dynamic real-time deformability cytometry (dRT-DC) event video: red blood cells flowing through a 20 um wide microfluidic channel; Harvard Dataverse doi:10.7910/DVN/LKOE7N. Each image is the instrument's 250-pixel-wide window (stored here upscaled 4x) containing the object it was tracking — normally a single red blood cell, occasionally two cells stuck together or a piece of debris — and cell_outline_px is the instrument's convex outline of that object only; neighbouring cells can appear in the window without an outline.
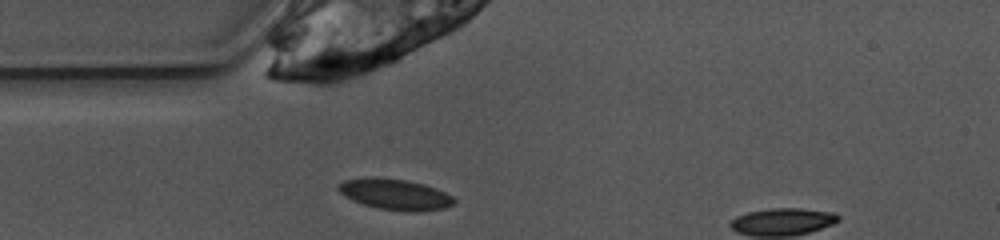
{"species": "common noctule bat (a hibernating species)", "species_latin": "Nyctalus noctula", "temperature_condition": "warm", "stored_images_in_passage": 40, "camera_frame_rate_fps": 3000, "um_per_image_px": 0.085, "animal": {"sex": "female", "body_mass_g": 10.0, "forearm_length_mm": 53.1}, "frame": {"image": 1, "passage_image": 2, "time_ms": 0.333, "image_size_px": [1000, 240], "cell_outline_px": [[456, 204], [444, 208], [424, 212], [408, 212], [380, 208], [364, 204], [352, 200], [344, 196], [336, 188], [336, 184], [344, 180], [368, 176], [408, 180], [424, 184], [436, 188], [452, 196], [456, 200]], "centroid_in_image_um": [33.58, 16.51], "position_along_channel_um": 51.4, "area_um2": 21.15}}
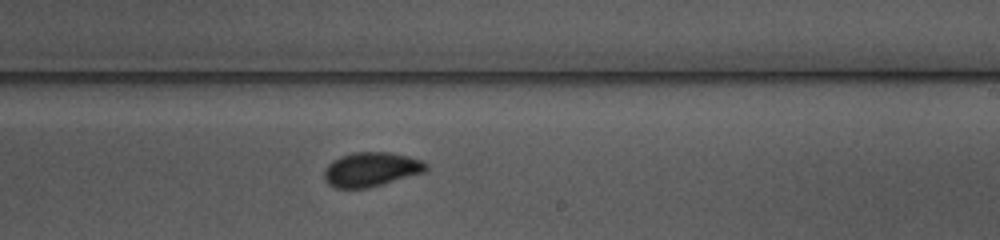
{"frame": {"image": 2, "passage_image": 18, "time_ms": 5.667, "image_size_px": [1000, 240], "cell_outline_px": [[428, 168], [424, 172], [368, 188], [336, 188], [328, 184], [324, 176], [324, 172], [328, 164], [332, 160], [340, 156], [352, 152], [388, 152], [408, 156], [424, 160], [428, 164]], "centroid_in_image_um": [31.55, 14.39], "position_along_channel_um": 257.4, "area_um2": 20.4}}
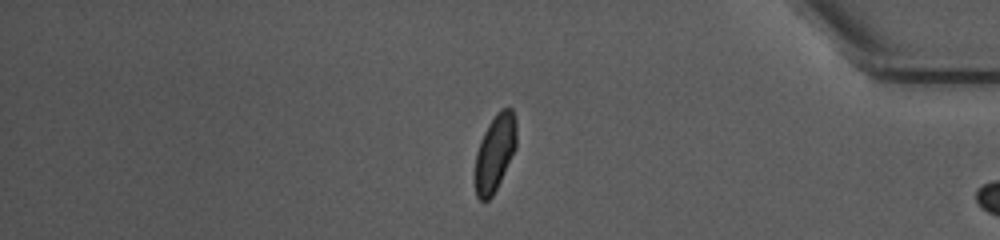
{"frame": {"image": 3, "passage_image": 31, "time_ms": 10.0, "image_size_px": [1000, 240], "cell_outline_px": [[516, 148], [492, 196], [488, 200], [480, 200], [476, 196], [472, 176], [476, 152], [480, 140], [488, 124], [496, 112], [500, 108], [512, 108], [516, 120]], "centroid_in_image_um": [42.02, 12.99], "position_along_channel_um": 393.2, "area_um2": 18.96}, "authors_computed_cell_mechanics": {"area_um2": 19.8832, "velocity_mm_per_s": 3.8996, "shape_relaxation_time_tau1_ms": 4.5682, "shape_relaxation_time_tau2_ms": null, "deformation_change_tau1": 0.1196, "deformation_change_tau2": null}}